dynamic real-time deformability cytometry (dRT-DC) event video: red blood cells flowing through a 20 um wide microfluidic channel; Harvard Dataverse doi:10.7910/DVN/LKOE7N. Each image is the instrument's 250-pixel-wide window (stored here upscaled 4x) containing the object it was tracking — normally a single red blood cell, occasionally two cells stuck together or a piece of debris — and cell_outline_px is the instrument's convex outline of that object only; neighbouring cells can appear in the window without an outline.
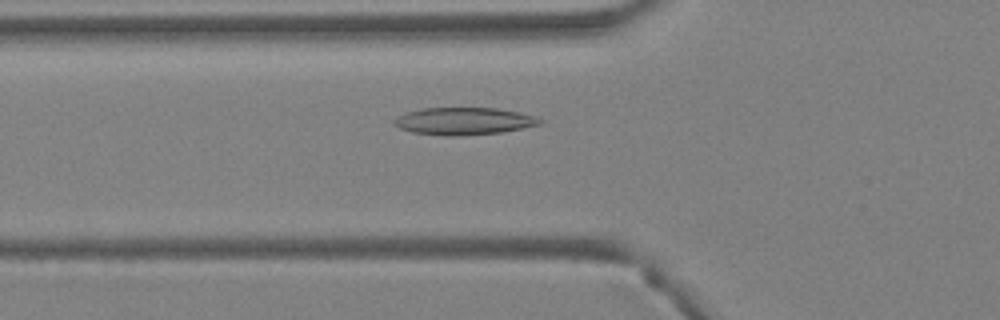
{"species": "Egyptian fruit bat (a non-hibernating species)", "species_latin": "Rousettus aegyptiacus", "temperature_condition": "warm", "stored_images_in_passage": 39, "camera_frame_rate_fps": 3000, "um_per_image_px": 0.085, "animal": {"sex": "female"}, "frame": {"image": 1, "passage_image": 13, "time_ms": 4.0, "image_size_px": [1000, 320], "cell_outline_px": [[544, 124], [500, 132], [456, 136], [444, 136], [412, 132], [400, 128], [392, 124], [392, 120], [396, 116], [420, 108], [496, 108], [520, 112], [544, 120]], "centroid_in_image_um": [39.4, 10.29], "position_along_channel_um": 86.4, "area_um2": 23.29}}
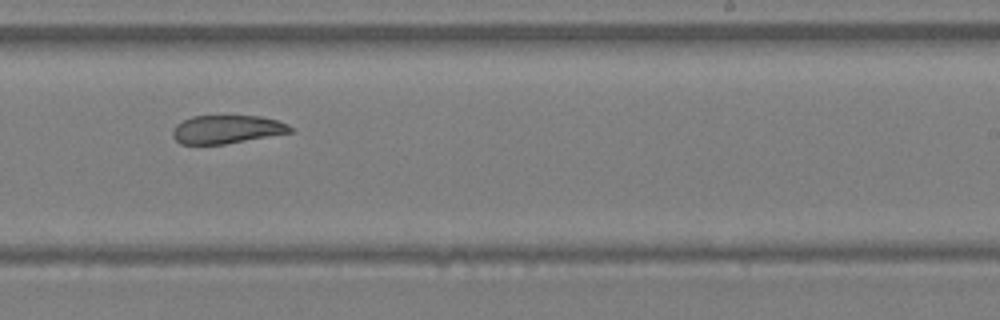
{"frame": {"image": 2, "passage_image": 24, "time_ms": 7.667, "image_size_px": [1000, 320], "cell_outline_px": [[296, 128], [292, 132], [224, 144], [180, 144], [172, 136], [172, 132], [176, 124], [192, 116], [260, 116], [276, 120], [288, 124]], "centroid_in_image_um": [19.29, 10.99], "position_along_channel_um": 269.7, "area_um2": 19.36}}
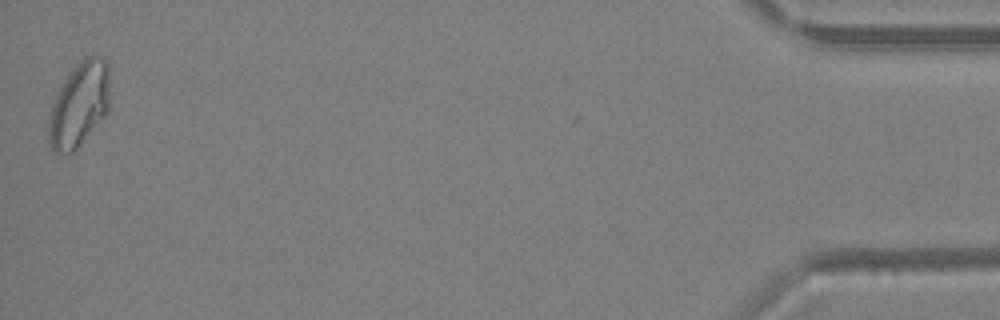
{"frame": {"image": 3, "passage_image": 39, "time_ms": 12.667, "image_size_px": [1000, 320], "cell_outline_px": [[108, 112], [80, 144], [72, 152], [52, 152], [48, 144], [48, 112], [56, 92], [60, 84], [72, 68], [84, 56], [104, 56], [108, 60]], "centroid_in_image_um": [6.69, 8.85], "position_along_channel_um": 428.5, "area_um2": 30.52}, "authors_computed_cell_mechanics": {"area_um2": 23.698, "velocity_mm_per_s": 4.9982, "shape_relaxation_time_tau1_ms": null, "shape_relaxation_time_tau2_ms": 2.899, "deformation_change_tau1": null, "deformation_change_tau2": 0.0886}}